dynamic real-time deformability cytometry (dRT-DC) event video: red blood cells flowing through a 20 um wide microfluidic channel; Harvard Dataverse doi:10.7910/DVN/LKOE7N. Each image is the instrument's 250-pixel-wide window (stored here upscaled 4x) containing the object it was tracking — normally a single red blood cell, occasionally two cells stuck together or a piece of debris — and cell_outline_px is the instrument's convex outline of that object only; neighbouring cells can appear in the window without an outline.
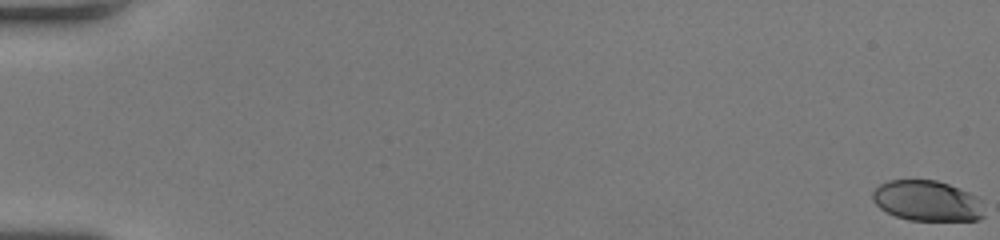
{"species": "human", "species_latin": "Homo sapiens", "temperature_condition": "room temperature", "stored_images_in_passage": 54, "camera_frame_rate_fps": 3000, "um_per_image_px": 0.085, "donor": {"sex": "female"}, "frame": {"image": 1, "passage_image": 1, "time_ms": 0.0, "image_size_px": [1000, 240], "cell_outline_px": [[984, 216], [976, 220], [908, 220], [896, 216], [880, 208], [872, 200], [872, 192], [880, 184], [888, 180], [936, 180], [948, 184], [968, 192], [976, 196], [980, 200]], "centroid_in_image_um": [78.78, 17.07], "position_along_channel_um": 6.2, "area_um2": 26.18}}
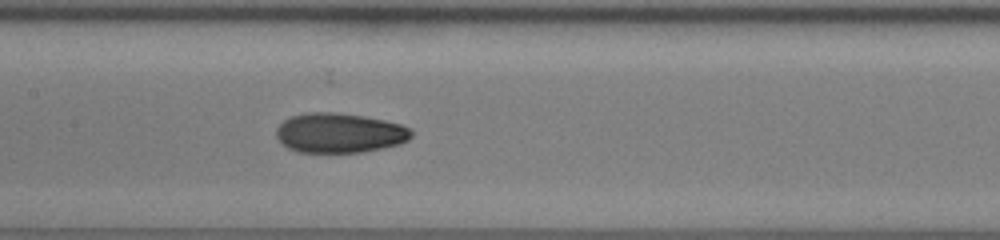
{"frame": {"image": 2, "passage_image": 29, "time_ms": 9.333, "image_size_px": [1000, 240], "cell_outline_px": [[412, 136], [408, 140], [400, 144], [384, 148], [360, 152], [296, 152], [288, 148], [276, 136], [276, 128], [284, 120], [292, 116], [308, 112], [332, 112], [364, 116], [384, 120], [400, 124], [408, 128], [412, 132]], "centroid_in_image_um": [28.86, 11.3], "position_along_channel_um": 178.5, "area_um2": 31.21}}
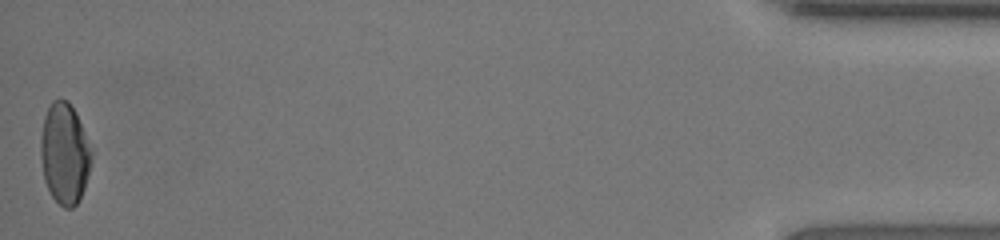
{"frame": {"image": 3, "passage_image": 54, "time_ms": 17.667, "image_size_px": [1000, 240], "cell_outline_px": [[92, 156], [88, 176], [80, 200], [72, 208], [64, 208], [52, 196], [44, 180], [40, 156], [40, 136], [44, 116], [52, 100], [68, 100], [76, 112], [92, 152]], "centroid_in_image_um": [5.48, 13.05], "position_along_channel_um": 429.7, "area_um2": 29.88}, "authors_computed_cell_mechanics": {"area_um2": 30.634, "velocity_mm_per_s": 4.0936, "shape_relaxation_time_tau1_ms": 7.8661, "shape_relaxation_time_tau2_ms": 1.5832, "deformation_change_tau1": 0.2318, "deformation_change_tau2": 0.0583}}